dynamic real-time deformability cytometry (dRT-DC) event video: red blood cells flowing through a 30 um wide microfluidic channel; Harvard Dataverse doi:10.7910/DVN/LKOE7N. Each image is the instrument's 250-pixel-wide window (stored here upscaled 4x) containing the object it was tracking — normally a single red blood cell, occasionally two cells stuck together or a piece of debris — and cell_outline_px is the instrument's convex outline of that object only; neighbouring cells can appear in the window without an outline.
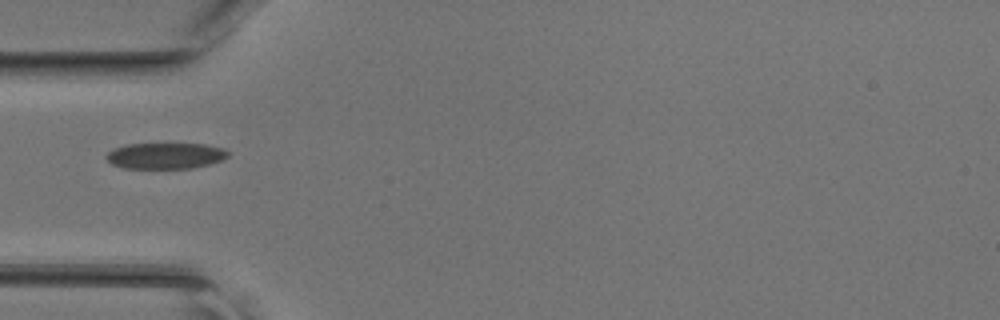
{"species": "common noctule bat (a hibernating species)", "species_latin": "Nyctalus noctula", "temperature_condition": "room temperature", "stored_images_in_passage": 32, "camera_frame_rate_fps": 3000, "um_per_image_px": 0.085, "animal": {"sex": "female", "body_mass_g": 17.0, "forearm_length_mm": 48.0}, "frame": {"image": 1, "passage_image": 1, "time_ms": 0.0, "image_size_px": [1000, 320], "cell_outline_px": [[228, 156], [220, 160], [208, 164], [192, 168], [124, 168], [112, 164], [104, 156], [112, 148], [124, 144], [204, 144], [224, 148], [228, 152]], "centroid_in_image_um": [14.01, 13.23], "position_along_channel_um": 71.0, "area_um2": 18.44}}
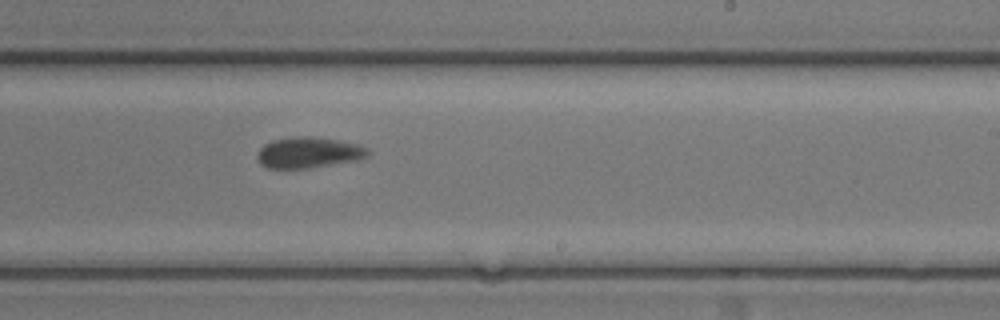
{"frame": {"image": 2, "passage_image": 14, "time_ms": 4.333, "image_size_px": [1000, 320], "cell_outline_px": [[368, 156], [360, 160], [308, 168], [268, 168], [260, 164], [256, 160], [256, 156], [260, 148], [264, 144], [272, 140], [296, 136], [308, 136], [336, 140], [360, 144], [368, 148]], "centroid_in_image_um": [26.22, 12.97], "position_along_channel_um": 262.8, "area_um2": 20.06}}
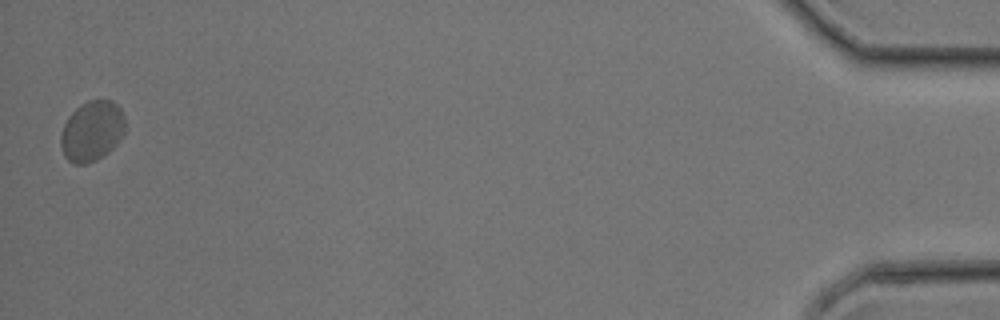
{"frame": {"image": 3, "passage_image": 32, "time_ms": 10.333, "image_size_px": [1000, 320], "cell_outline_px": [[124, 132], [120, 140], [108, 152], [96, 160], [84, 164], [72, 164], [64, 156], [60, 144], [60, 136], [64, 124], [68, 116], [80, 104], [88, 100], [112, 100], [120, 108], [124, 116]], "centroid_in_image_um": [7.8, 11.14], "position_along_channel_um": 427.4, "area_um2": 22.72}}